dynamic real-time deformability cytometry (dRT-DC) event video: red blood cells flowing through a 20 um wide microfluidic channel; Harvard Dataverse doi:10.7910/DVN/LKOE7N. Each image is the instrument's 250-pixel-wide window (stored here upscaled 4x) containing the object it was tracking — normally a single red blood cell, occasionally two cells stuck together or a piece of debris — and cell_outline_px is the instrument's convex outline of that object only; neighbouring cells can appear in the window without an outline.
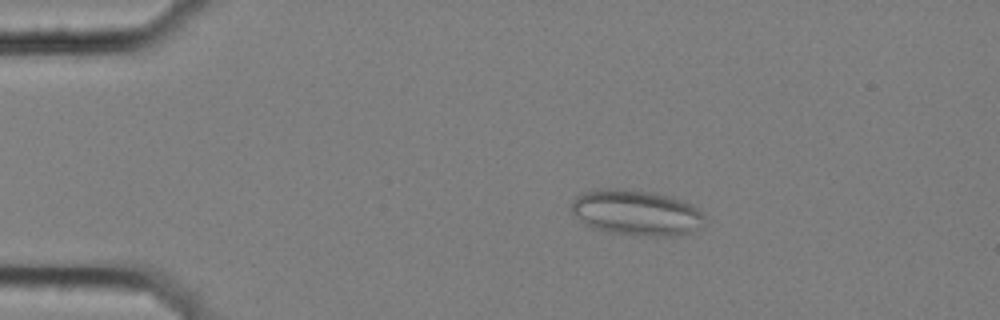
{"species": "common noctule bat (a hibernating species)", "species_latin": "Nyctalus noctula", "temperature_condition": "cold", "stored_images_in_passage": 57, "camera_frame_rate_fps": 3000, "um_per_image_px": 0.085, "animal": {"sex": "female", "body_mass_g": 25.1}, "frame": {"image": 1, "passage_image": 11, "time_ms": 3.333, "image_size_px": [1000, 320], "cell_outline_px": [[708, 220], [704, 228], [680, 236], [636, 236], [604, 232], [592, 228], [584, 224], [572, 212], [572, 200], [580, 192], [600, 188], [616, 188], [656, 192], [684, 200], [692, 204], [708, 216]], "centroid_in_image_um": [54.16, 18.09], "position_along_channel_um": 30.8, "area_um2": 36.7}}
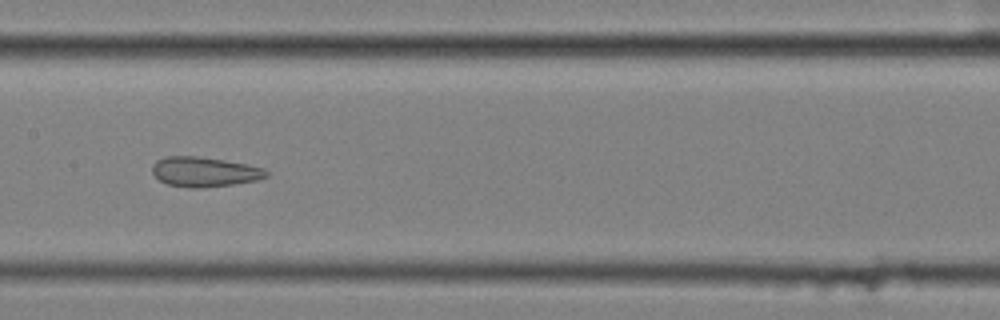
{"frame": {"image": 2, "passage_image": 29, "time_ms": 9.333, "image_size_px": [1000, 320], "cell_outline_px": [[268, 176], [256, 180], [232, 184], [204, 188], [188, 188], [168, 184], [160, 180], [152, 172], [152, 164], [156, 160], [168, 156], [196, 156], [224, 160], [248, 164], [264, 168], [268, 172]], "centroid_in_image_um": [17.37, 14.6], "position_along_channel_um": 190.0, "area_um2": 19.83}}
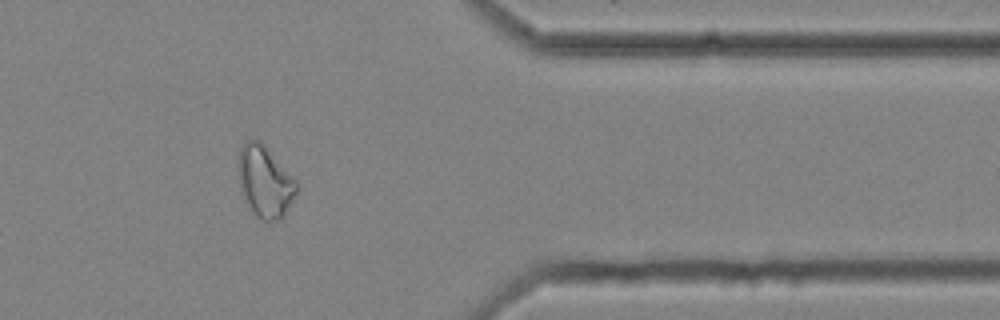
{"frame": {"image": 3, "passage_image": 47, "time_ms": 15.333, "image_size_px": [1000, 320], "cell_outline_px": [[300, 188], [284, 216], [280, 220], [260, 220], [252, 212], [244, 200], [240, 184], [240, 148], [248, 140], [260, 140], [264, 144], [300, 184]], "centroid_in_image_um": [22.58, 15.47], "position_along_channel_um": 388.8, "area_um2": 24.16}}